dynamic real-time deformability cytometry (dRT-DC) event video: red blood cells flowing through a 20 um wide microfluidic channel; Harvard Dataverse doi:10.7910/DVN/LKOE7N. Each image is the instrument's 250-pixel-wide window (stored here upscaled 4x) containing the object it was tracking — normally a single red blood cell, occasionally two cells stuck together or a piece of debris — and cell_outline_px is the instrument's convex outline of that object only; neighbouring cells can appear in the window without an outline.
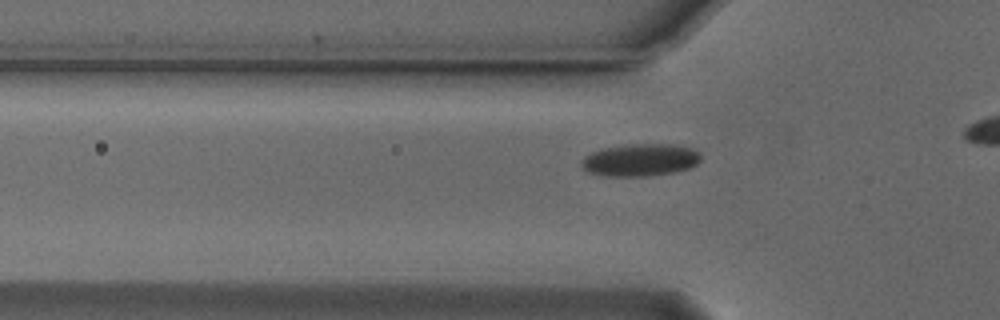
{"species": "Egyptian fruit bat (a non-hibernating species)", "species_latin": "Rousettus aegyptiacus", "temperature_condition": "cold", "stored_images_in_passage": 19, "camera_frame_rate_fps": 3000, "um_per_image_px": 0.085, "animal": {"sex": "male"}, "frame": {"image": 1, "passage_image": 6, "time_ms": 1.667, "image_size_px": [1000, 320], "cell_outline_px": [[700, 160], [696, 164], [688, 168], [672, 172], [644, 176], [600, 176], [584, 172], [580, 168], [580, 160], [584, 156], [600, 148], [632, 144], [676, 144], [692, 148], [700, 152]], "centroid_in_image_um": [54.34, 13.59], "position_along_channel_um": 71.5, "area_um2": 22.89}}
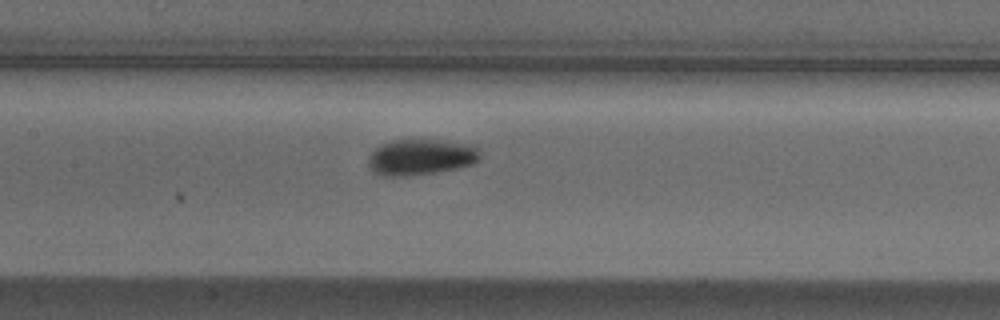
{"frame": {"image": 2, "passage_image": 14, "time_ms": 4.333, "image_size_px": [1000, 320], "cell_outline_px": [[480, 160], [472, 164], [456, 168], [436, 172], [408, 176], [380, 176], [372, 172], [368, 164], [368, 156], [380, 144], [392, 140], [436, 140], [476, 144], [480, 148]], "centroid_in_image_um": [35.78, 13.35], "position_along_channel_um": 171.6, "area_um2": 23.76}}
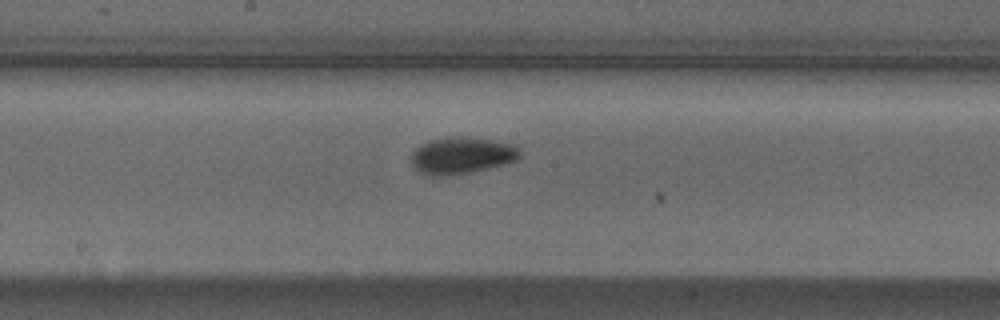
{"frame": {"image": 3, "passage_image": 17, "time_ms": 5.333, "image_size_px": [1000, 320], "cell_outline_px": [[520, 156], [516, 160], [504, 164], [472, 172], [448, 176], [432, 176], [420, 172], [412, 164], [412, 152], [420, 144], [428, 140], [444, 136], [464, 136], [492, 140], [516, 144], [520, 152]], "centroid_in_image_um": [39.24, 13.2], "position_along_channel_um": 209.0, "area_um2": 23.58}}